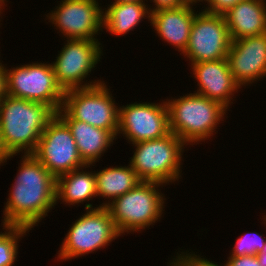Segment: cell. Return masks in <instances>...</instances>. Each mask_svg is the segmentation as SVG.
Returning <instances> with one entry per match:
<instances>
[{
  "mask_svg": "<svg viewBox=\"0 0 266 266\" xmlns=\"http://www.w3.org/2000/svg\"><path fill=\"white\" fill-rule=\"evenodd\" d=\"M170 133L166 101L119 105L118 133L131 144L158 139Z\"/></svg>",
  "mask_w": 266,
  "mask_h": 266,
  "instance_id": "13",
  "label": "cell"
},
{
  "mask_svg": "<svg viewBox=\"0 0 266 266\" xmlns=\"http://www.w3.org/2000/svg\"><path fill=\"white\" fill-rule=\"evenodd\" d=\"M56 114L67 124L76 142L82 161L95 166L99 158L106 153L114 140L118 138L113 132L94 127L86 122L71 118L62 108Z\"/></svg>",
  "mask_w": 266,
  "mask_h": 266,
  "instance_id": "17",
  "label": "cell"
},
{
  "mask_svg": "<svg viewBox=\"0 0 266 266\" xmlns=\"http://www.w3.org/2000/svg\"><path fill=\"white\" fill-rule=\"evenodd\" d=\"M165 101L170 132L192 146L214 136L217 125L224 121V115L229 111L219 102L194 92L177 98L167 97Z\"/></svg>",
  "mask_w": 266,
  "mask_h": 266,
  "instance_id": "3",
  "label": "cell"
},
{
  "mask_svg": "<svg viewBox=\"0 0 266 266\" xmlns=\"http://www.w3.org/2000/svg\"><path fill=\"white\" fill-rule=\"evenodd\" d=\"M266 238L257 232H248L238 237L229 256L241 257L245 255H257L262 252Z\"/></svg>",
  "mask_w": 266,
  "mask_h": 266,
  "instance_id": "23",
  "label": "cell"
},
{
  "mask_svg": "<svg viewBox=\"0 0 266 266\" xmlns=\"http://www.w3.org/2000/svg\"><path fill=\"white\" fill-rule=\"evenodd\" d=\"M56 112L48 105L6 95L0 101V140L8 157L33 154ZM2 164V165H1Z\"/></svg>",
  "mask_w": 266,
  "mask_h": 266,
  "instance_id": "2",
  "label": "cell"
},
{
  "mask_svg": "<svg viewBox=\"0 0 266 266\" xmlns=\"http://www.w3.org/2000/svg\"><path fill=\"white\" fill-rule=\"evenodd\" d=\"M224 266H261L256 255L228 256Z\"/></svg>",
  "mask_w": 266,
  "mask_h": 266,
  "instance_id": "26",
  "label": "cell"
},
{
  "mask_svg": "<svg viewBox=\"0 0 266 266\" xmlns=\"http://www.w3.org/2000/svg\"><path fill=\"white\" fill-rule=\"evenodd\" d=\"M17 173L4 206L2 225L31 230L58 204L56 178L33 154L21 157Z\"/></svg>",
  "mask_w": 266,
  "mask_h": 266,
  "instance_id": "1",
  "label": "cell"
},
{
  "mask_svg": "<svg viewBox=\"0 0 266 266\" xmlns=\"http://www.w3.org/2000/svg\"><path fill=\"white\" fill-rule=\"evenodd\" d=\"M67 232L57 253V259L64 261L101 250L121 236L108 208L99 205L86 209Z\"/></svg>",
  "mask_w": 266,
  "mask_h": 266,
  "instance_id": "6",
  "label": "cell"
},
{
  "mask_svg": "<svg viewBox=\"0 0 266 266\" xmlns=\"http://www.w3.org/2000/svg\"><path fill=\"white\" fill-rule=\"evenodd\" d=\"M176 254V257H173L172 262L170 260L168 263L170 266H222V264L218 265L214 261H209L201 255L195 254L193 251L189 252V250H186L184 252L182 251L180 254L178 252Z\"/></svg>",
  "mask_w": 266,
  "mask_h": 266,
  "instance_id": "24",
  "label": "cell"
},
{
  "mask_svg": "<svg viewBox=\"0 0 266 266\" xmlns=\"http://www.w3.org/2000/svg\"><path fill=\"white\" fill-rule=\"evenodd\" d=\"M145 1L108 4L103 10V29L111 35L121 36L134 31L143 18L150 22L151 12Z\"/></svg>",
  "mask_w": 266,
  "mask_h": 266,
  "instance_id": "20",
  "label": "cell"
},
{
  "mask_svg": "<svg viewBox=\"0 0 266 266\" xmlns=\"http://www.w3.org/2000/svg\"><path fill=\"white\" fill-rule=\"evenodd\" d=\"M227 60L234 80L241 88L263 80L266 77V33L233 40Z\"/></svg>",
  "mask_w": 266,
  "mask_h": 266,
  "instance_id": "14",
  "label": "cell"
},
{
  "mask_svg": "<svg viewBox=\"0 0 266 266\" xmlns=\"http://www.w3.org/2000/svg\"><path fill=\"white\" fill-rule=\"evenodd\" d=\"M0 232V266H13L17 261L19 240L29 233L23 226L1 225Z\"/></svg>",
  "mask_w": 266,
  "mask_h": 266,
  "instance_id": "22",
  "label": "cell"
},
{
  "mask_svg": "<svg viewBox=\"0 0 266 266\" xmlns=\"http://www.w3.org/2000/svg\"><path fill=\"white\" fill-rule=\"evenodd\" d=\"M103 82L93 87L65 91L62 109L73 119L118 133L119 107Z\"/></svg>",
  "mask_w": 266,
  "mask_h": 266,
  "instance_id": "9",
  "label": "cell"
},
{
  "mask_svg": "<svg viewBox=\"0 0 266 266\" xmlns=\"http://www.w3.org/2000/svg\"><path fill=\"white\" fill-rule=\"evenodd\" d=\"M7 95L6 66L0 60V101Z\"/></svg>",
  "mask_w": 266,
  "mask_h": 266,
  "instance_id": "28",
  "label": "cell"
},
{
  "mask_svg": "<svg viewBox=\"0 0 266 266\" xmlns=\"http://www.w3.org/2000/svg\"><path fill=\"white\" fill-rule=\"evenodd\" d=\"M33 155L56 179L86 166L70 129L57 114L41 134Z\"/></svg>",
  "mask_w": 266,
  "mask_h": 266,
  "instance_id": "10",
  "label": "cell"
},
{
  "mask_svg": "<svg viewBox=\"0 0 266 266\" xmlns=\"http://www.w3.org/2000/svg\"><path fill=\"white\" fill-rule=\"evenodd\" d=\"M197 0L177 8L161 9L151 12L150 25L154 27L158 37L167 44L172 45L175 50L181 52L186 50L191 32L192 23L197 12L194 6ZM194 5V6H193Z\"/></svg>",
  "mask_w": 266,
  "mask_h": 266,
  "instance_id": "16",
  "label": "cell"
},
{
  "mask_svg": "<svg viewBox=\"0 0 266 266\" xmlns=\"http://www.w3.org/2000/svg\"><path fill=\"white\" fill-rule=\"evenodd\" d=\"M3 9H4V7L0 4V15L2 14ZM0 17L2 19V15ZM1 19H0V22H1Z\"/></svg>",
  "mask_w": 266,
  "mask_h": 266,
  "instance_id": "33",
  "label": "cell"
},
{
  "mask_svg": "<svg viewBox=\"0 0 266 266\" xmlns=\"http://www.w3.org/2000/svg\"><path fill=\"white\" fill-rule=\"evenodd\" d=\"M46 15L63 38L98 40L103 31V9L98 0H61ZM99 33V34H98ZM65 36V37H64Z\"/></svg>",
  "mask_w": 266,
  "mask_h": 266,
  "instance_id": "12",
  "label": "cell"
},
{
  "mask_svg": "<svg viewBox=\"0 0 266 266\" xmlns=\"http://www.w3.org/2000/svg\"><path fill=\"white\" fill-rule=\"evenodd\" d=\"M66 41L55 61L51 63L57 83L63 91L88 88L103 83L104 81L100 79L85 82L98 62H101L103 47L100 41L86 39Z\"/></svg>",
  "mask_w": 266,
  "mask_h": 266,
  "instance_id": "8",
  "label": "cell"
},
{
  "mask_svg": "<svg viewBox=\"0 0 266 266\" xmlns=\"http://www.w3.org/2000/svg\"><path fill=\"white\" fill-rule=\"evenodd\" d=\"M7 157L8 155L5 153L4 148L2 147L1 140H0V163L3 162Z\"/></svg>",
  "mask_w": 266,
  "mask_h": 266,
  "instance_id": "30",
  "label": "cell"
},
{
  "mask_svg": "<svg viewBox=\"0 0 266 266\" xmlns=\"http://www.w3.org/2000/svg\"><path fill=\"white\" fill-rule=\"evenodd\" d=\"M88 167L91 168L86 165L56 179V202L62 201L65 205L75 206L86 201L88 203L85 204V210L94 209L89 200L98 198L96 176L95 171L83 170Z\"/></svg>",
  "mask_w": 266,
  "mask_h": 266,
  "instance_id": "19",
  "label": "cell"
},
{
  "mask_svg": "<svg viewBox=\"0 0 266 266\" xmlns=\"http://www.w3.org/2000/svg\"><path fill=\"white\" fill-rule=\"evenodd\" d=\"M184 146L187 145L172 132L158 139L140 141L133 144L135 150L129 164L141 181L175 183L182 176Z\"/></svg>",
  "mask_w": 266,
  "mask_h": 266,
  "instance_id": "4",
  "label": "cell"
},
{
  "mask_svg": "<svg viewBox=\"0 0 266 266\" xmlns=\"http://www.w3.org/2000/svg\"><path fill=\"white\" fill-rule=\"evenodd\" d=\"M263 217L264 218H263L262 223H264V225H266V215H264ZM256 257H257L259 264L261 266H266V241H265L264 247L262 249V252L257 254Z\"/></svg>",
  "mask_w": 266,
  "mask_h": 266,
  "instance_id": "29",
  "label": "cell"
},
{
  "mask_svg": "<svg viewBox=\"0 0 266 266\" xmlns=\"http://www.w3.org/2000/svg\"><path fill=\"white\" fill-rule=\"evenodd\" d=\"M47 63L37 61L6 68L7 95L46 104L57 112L65 92L57 83L51 63Z\"/></svg>",
  "mask_w": 266,
  "mask_h": 266,
  "instance_id": "7",
  "label": "cell"
},
{
  "mask_svg": "<svg viewBox=\"0 0 266 266\" xmlns=\"http://www.w3.org/2000/svg\"><path fill=\"white\" fill-rule=\"evenodd\" d=\"M223 16L232 41L266 33V0H243Z\"/></svg>",
  "mask_w": 266,
  "mask_h": 266,
  "instance_id": "18",
  "label": "cell"
},
{
  "mask_svg": "<svg viewBox=\"0 0 266 266\" xmlns=\"http://www.w3.org/2000/svg\"><path fill=\"white\" fill-rule=\"evenodd\" d=\"M160 186L162 188L165 185L141 181L135 188L117 197L107 206L121 236L125 233L141 232L160 221L166 206V198L159 190Z\"/></svg>",
  "mask_w": 266,
  "mask_h": 266,
  "instance_id": "5",
  "label": "cell"
},
{
  "mask_svg": "<svg viewBox=\"0 0 266 266\" xmlns=\"http://www.w3.org/2000/svg\"><path fill=\"white\" fill-rule=\"evenodd\" d=\"M153 2L154 7L149 8L150 12L161 9L177 8L190 3L192 0H150Z\"/></svg>",
  "mask_w": 266,
  "mask_h": 266,
  "instance_id": "27",
  "label": "cell"
},
{
  "mask_svg": "<svg viewBox=\"0 0 266 266\" xmlns=\"http://www.w3.org/2000/svg\"><path fill=\"white\" fill-rule=\"evenodd\" d=\"M97 196L105 197L108 201L100 204V207H107L117 197L124 195L126 192L135 188L140 182L135 170L128 166L106 167L102 170L95 171ZM110 200V201H109Z\"/></svg>",
  "mask_w": 266,
  "mask_h": 266,
  "instance_id": "21",
  "label": "cell"
},
{
  "mask_svg": "<svg viewBox=\"0 0 266 266\" xmlns=\"http://www.w3.org/2000/svg\"><path fill=\"white\" fill-rule=\"evenodd\" d=\"M231 42L224 16L201 10L194 17L183 55L191 62L189 65L227 58Z\"/></svg>",
  "mask_w": 266,
  "mask_h": 266,
  "instance_id": "11",
  "label": "cell"
},
{
  "mask_svg": "<svg viewBox=\"0 0 266 266\" xmlns=\"http://www.w3.org/2000/svg\"><path fill=\"white\" fill-rule=\"evenodd\" d=\"M243 0H197V2H206L207 4L202 7V11L210 14H218L223 15L226 13L230 8H233L237 3Z\"/></svg>",
  "mask_w": 266,
  "mask_h": 266,
  "instance_id": "25",
  "label": "cell"
},
{
  "mask_svg": "<svg viewBox=\"0 0 266 266\" xmlns=\"http://www.w3.org/2000/svg\"><path fill=\"white\" fill-rule=\"evenodd\" d=\"M137 1H146V0H114L111 4H119V3H133Z\"/></svg>",
  "mask_w": 266,
  "mask_h": 266,
  "instance_id": "31",
  "label": "cell"
},
{
  "mask_svg": "<svg viewBox=\"0 0 266 266\" xmlns=\"http://www.w3.org/2000/svg\"><path fill=\"white\" fill-rule=\"evenodd\" d=\"M7 0H0V4L5 8Z\"/></svg>",
  "mask_w": 266,
  "mask_h": 266,
  "instance_id": "32",
  "label": "cell"
},
{
  "mask_svg": "<svg viewBox=\"0 0 266 266\" xmlns=\"http://www.w3.org/2000/svg\"><path fill=\"white\" fill-rule=\"evenodd\" d=\"M194 79L197 80V92L194 93L215 100L227 109L235 93L241 87L235 82L227 58L205 61L190 65Z\"/></svg>",
  "mask_w": 266,
  "mask_h": 266,
  "instance_id": "15",
  "label": "cell"
}]
</instances>
